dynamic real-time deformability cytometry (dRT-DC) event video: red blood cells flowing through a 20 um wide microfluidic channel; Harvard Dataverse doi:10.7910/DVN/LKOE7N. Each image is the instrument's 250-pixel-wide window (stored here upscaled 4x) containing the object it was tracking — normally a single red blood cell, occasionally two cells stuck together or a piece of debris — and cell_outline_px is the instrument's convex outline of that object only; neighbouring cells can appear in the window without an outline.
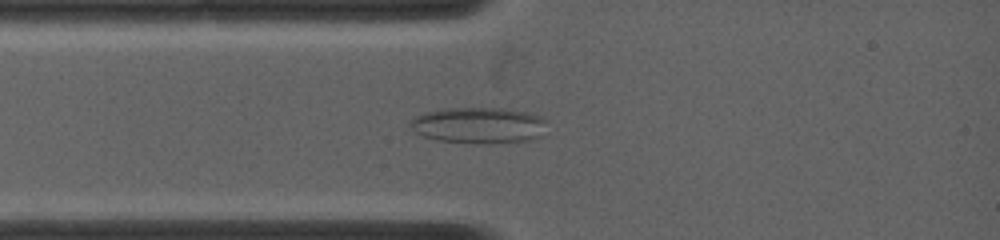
{"species": "common noctule bat (a hibernating species)", "species_latin": "Nyctalus noctula", "temperature_condition": "warm", "stored_images_in_passage": 66, "camera_frame_rate_fps": 5000, "um_per_image_px": 0.085, "animal": {"sex": "female", "body_mass_g": 19.0, "forearm_length_mm": 53.3}, "frame": {"image": 1, "passage_image": 11, "time_ms": 2.0, "image_size_px": [1000, 240], "cell_outline_px": [[548, 120], [544, 136], [532, 140], [476, 144], [436, 140], [412, 132], [408, 124], [412, 120], [428, 112], [452, 108], [500, 108], [524, 112], [540, 116]], "centroid_in_image_um": [40.75, 10.67], "position_along_channel_um": 44.2, "area_um2": 28.9}}
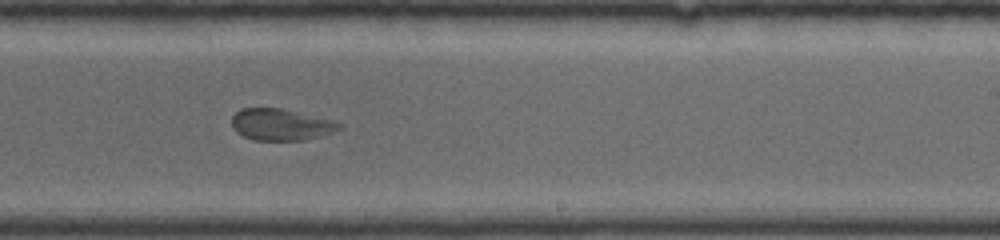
{"frame": {"image": 2, "passage_image": 39, "time_ms": 7.6, "image_size_px": [1000, 240], "cell_outline_px": [[344, 128], [336, 132], [304, 140], [252, 140], [236, 132], [232, 128], [232, 116], [236, 112], [244, 108], [280, 108], [332, 120], [344, 124]], "centroid_in_image_um": [23.91, 10.6], "position_along_channel_um": 265.1, "area_um2": 19.88}}
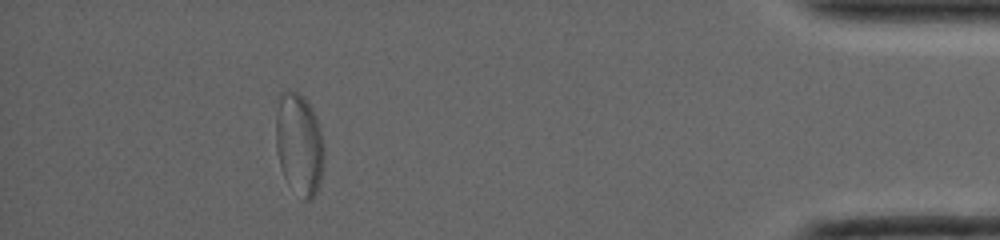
{"frame": {"image": 3, "passage_image": 66, "time_ms": 13.0, "image_size_px": [1000, 240], "cell_outline_px": [[324, 152], [320, 180], [316, 192], [308, 200], [304, 200], [284, 176], [280, 164], [276, 148], [276, 112], [280, 92], [296, 92], [304, 96], [312, 108], [316, 116], [320, 128], [324, 148]], "centroid_in_image_um": [25.43, 12.19], "position_along_channel_um": 409.8, "area_um2": 28.21}, "authors_computed_cell_mechanics": {"area_um2": 21.4149, "velocity_mm_per_s": 3.9334, "shape_relaxation_time_tau1_ms": null, "shape_relaxation_time_tau2_ms": 1.4675, "deformation_change_tau1": null, "deformation_change_tau2": 0.0711}}